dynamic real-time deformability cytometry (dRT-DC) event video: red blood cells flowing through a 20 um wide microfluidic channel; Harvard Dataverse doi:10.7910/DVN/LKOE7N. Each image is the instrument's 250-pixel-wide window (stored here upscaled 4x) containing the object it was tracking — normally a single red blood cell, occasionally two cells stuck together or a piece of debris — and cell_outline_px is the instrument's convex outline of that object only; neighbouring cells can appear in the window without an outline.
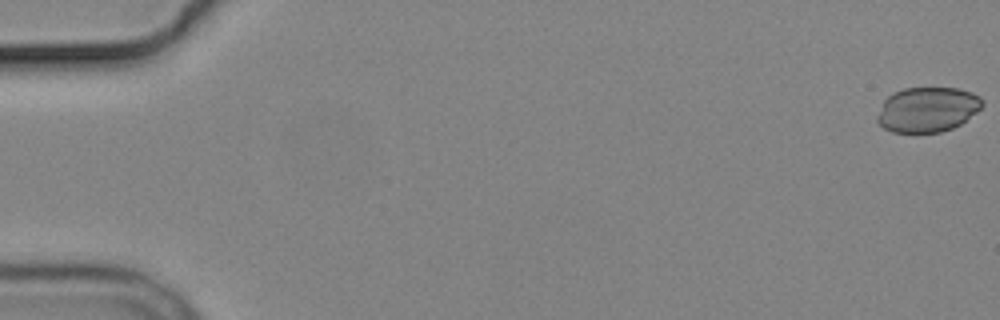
{"species": "common noctule bat (a hibernating species)", "species_latin": "Nyctalus noctula", "temperature_condition": "cold", "stored_images_in_passage": 7, "camera_frame_rate_fps": 3000, "um_per_image_px": 0.085, "animal": {"sex": "male", "body_mass_g": 19.2, "forearm_length_mm": 51.8}, "frame": {"image": 1, "passage_image": 1, "time_ms": 0.0, "image_size_px": [1000, 320], "cell_outline_px": [[984, 104], [976, 112], [960, 124], [952, 128], [940, 132], [892, 132], [884, 128], [876, 120], [876, 116], [884, 100], [892, 92], [904, 88], [960, 88], [972, 92], [980, 96], [984, 100]], "centroid_in_image_um": [78.83, 9.29], "position_along_channel_um": 6.2, "area_um2": 27.63}}